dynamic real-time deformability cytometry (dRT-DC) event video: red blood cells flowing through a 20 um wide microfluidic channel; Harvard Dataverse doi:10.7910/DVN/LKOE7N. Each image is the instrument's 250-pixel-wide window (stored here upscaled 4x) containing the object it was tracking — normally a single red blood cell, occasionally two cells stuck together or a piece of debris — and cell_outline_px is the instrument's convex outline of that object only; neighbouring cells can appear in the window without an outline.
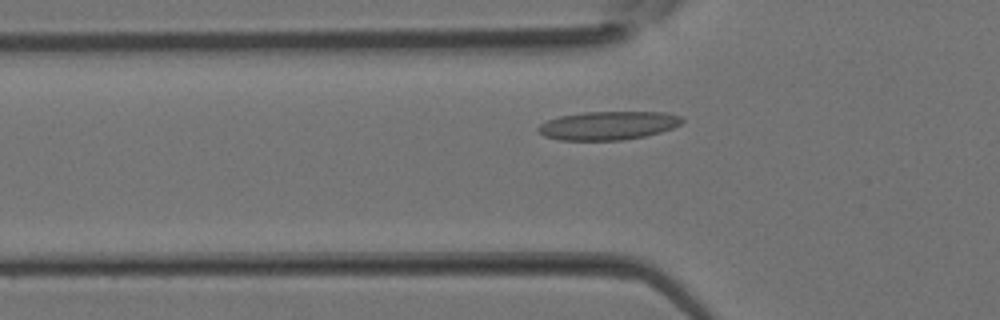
{"species": "Egyptian fruit bat (a non-hibernating species)", "species_latin": "Rousettus aegyptiacus", "temperature_condition": "room temperature", "stored_images_in_passage": 31, "camera_frame_rate_fps": 3000, "um_per_image_px": 0.085, "animal": {"sex": "female"}, "frame": {"image": 1, "passage_image": 7, "time_ms": 2.0, "image_size_px": [1000, 320], "cell_outline_px": [[684, 120], [680, 124], [672, 128], [660, 132], [644, 136], [624, 140], [560, 140], [544, 136], [536, 128], [540, 124], [548, 120], [560, 116], [584, 112], [664, 112], [680, 116]], "centroid_in_image_um": [51.68, 10.67], "position_along_channel_um": 74.1, "area_um2": 23.81}}
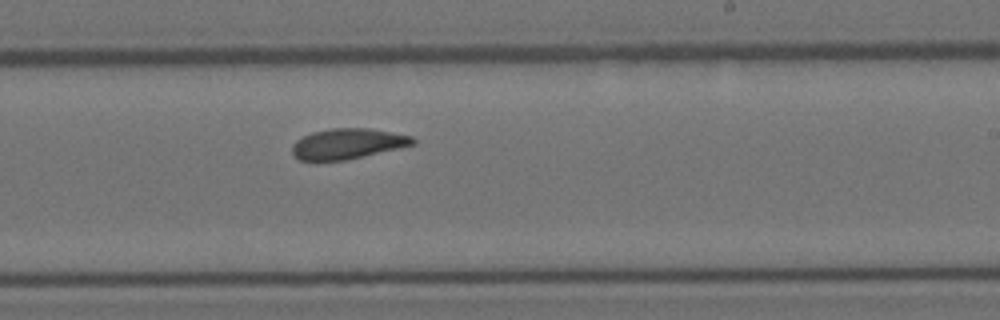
{"frame": {"image": 2, "passage_image": 17, "time_ms": 5.333, "image_size_px": [1000, 320], "cell_outline_px": [[416, 144], [400, 148], [344, 160], [300, 160], [292, 152], [292, 144], [296, 140], [312, 132], [332, 128], [368, 128], [412, 136], [416, 140]], "centroid_in_image_um": [29.56, 12.21], "position_along_channel_um": 259.4, "area_um2": 21.21}}
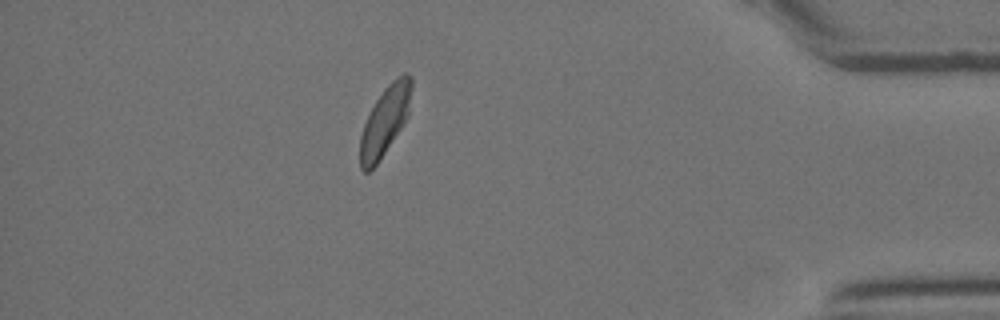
{"frame": {"image": 3, "passage_image": 27, "time_ms": 8.667, "image_size_px": [1000, 320], "cell_outline_px": [[412, 88], [408, 116], [404, 124], [376, 164], [368, 172], [364, 172], [360, 168], [360, 136], [364, 124], [376, 100], [384, 88], [392, 80], [404, 72], [412, 76]], "centroid_in_image_um": [32.74, 10.24], "position_along_channel_um": 402.5, "area_um2": 20.52}}